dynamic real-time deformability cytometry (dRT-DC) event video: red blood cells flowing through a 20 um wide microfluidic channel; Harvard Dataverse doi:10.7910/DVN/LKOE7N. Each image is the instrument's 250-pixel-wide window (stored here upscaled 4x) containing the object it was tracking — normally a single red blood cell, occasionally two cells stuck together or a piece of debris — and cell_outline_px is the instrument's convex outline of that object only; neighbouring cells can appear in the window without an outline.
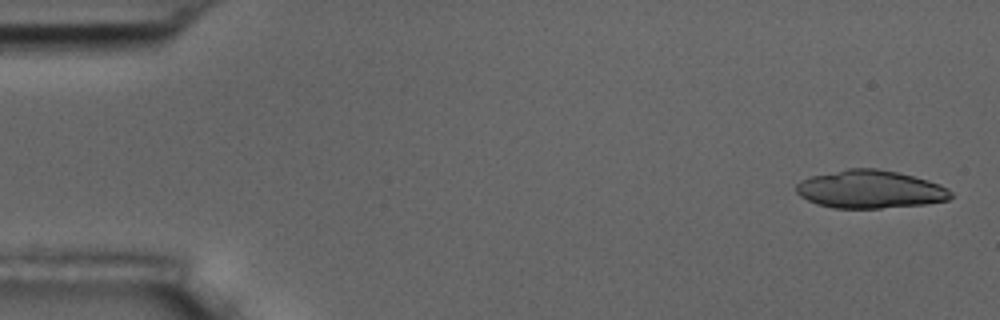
{"species": "common noctule bat (a hibernating species)", "species_latin": "Nyctalus noctula", "temperature_condition": "room temperature", "stored_images_in_passage": 5, "camera_frame_rate_fps": 3000, "um_per_image_px": 0.085, "animal": {"sex": "male", "body_mass_g": 17.5, "forearm_length_mm": 52.3}, "frame": {"image": 1, "passage_image": 1, "time_ms": 0.0, "image_size_px": [1000, 320], "cell_outline_px": [[952, 196], [948, 200], [924, 204], [880, 208], [832, 208], [816, 204], [800, 196], [796, 192], [796, 184], [800, 180], [812, 176], [848, 168], [876, 168], [896, 172], [928, 180], [940, 184], [948, 188], [952, 192]], "centroid_in_image_um": [73.95, 16.09], "position_along_channel_um": 11.1, "area_um2": 34.22}}
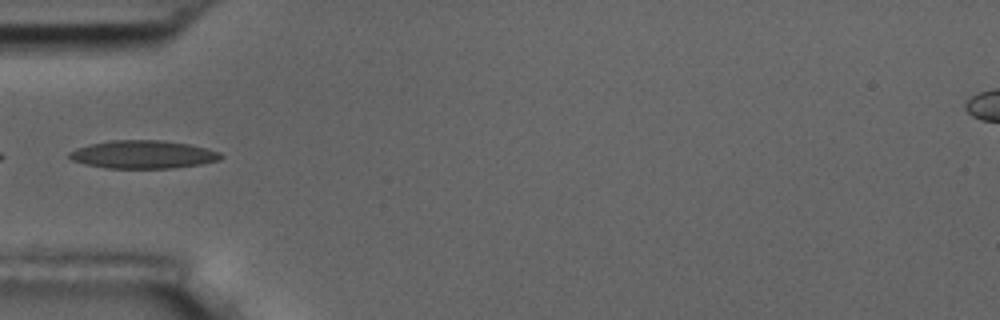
{"frame": {"image": 2, "passage_image": 5, "time_ms": 5.333, "image_size_px": [1000, 320], "cell_outline_px": [[224, 156], [220, 160], [200, 164], [172, 168], [104, 168], [84, 164], [72, 160], [68, 156], [68, 152], [76, 148], [88, 144], [112, 140], [160, 140], [188, 144], [208, 148], [220, 152]], "centroid_in_image_um": [12.14, 13.13], "position_along_channel_um": 72.9, "area_um2": 24.91}}